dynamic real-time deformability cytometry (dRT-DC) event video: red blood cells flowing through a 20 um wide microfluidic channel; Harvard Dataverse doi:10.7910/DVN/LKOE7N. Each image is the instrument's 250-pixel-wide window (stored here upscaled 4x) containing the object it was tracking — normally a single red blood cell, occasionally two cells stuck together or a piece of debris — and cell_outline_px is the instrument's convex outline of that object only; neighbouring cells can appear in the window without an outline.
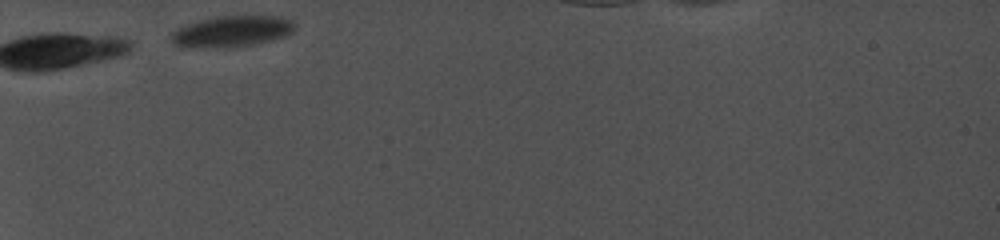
{"species": "common noctule bat (a hibernating species)", "species_latin": "Nyctalus noctula", "temperature_condition": "cold", "stored_images_in_passage": 17, "camera_frame_rate_fps": 5000, "um_per_image_px": 0.085, "animal": {"sex": "female", "body_mass_g": 19.0, "forearm_length_mm": 56.7}, "frame": {"image": 1, "passage_image": 1, "time_ms": 0.0, "image_size_px": [1000, 240], "cell_outline_px": [[296, 28], [292, 32], [284, 36], [268, 40], [248, 44], [172, 44], [168, 36], [168, 32], [184, 24], [196, 20], [216, 16], [280, 16], [292, 20], [296, 24]], "centroid_in_image_um": [19.72, 2.56], "position_along_channel_um": 65.3, "area_um2": 21.27}}